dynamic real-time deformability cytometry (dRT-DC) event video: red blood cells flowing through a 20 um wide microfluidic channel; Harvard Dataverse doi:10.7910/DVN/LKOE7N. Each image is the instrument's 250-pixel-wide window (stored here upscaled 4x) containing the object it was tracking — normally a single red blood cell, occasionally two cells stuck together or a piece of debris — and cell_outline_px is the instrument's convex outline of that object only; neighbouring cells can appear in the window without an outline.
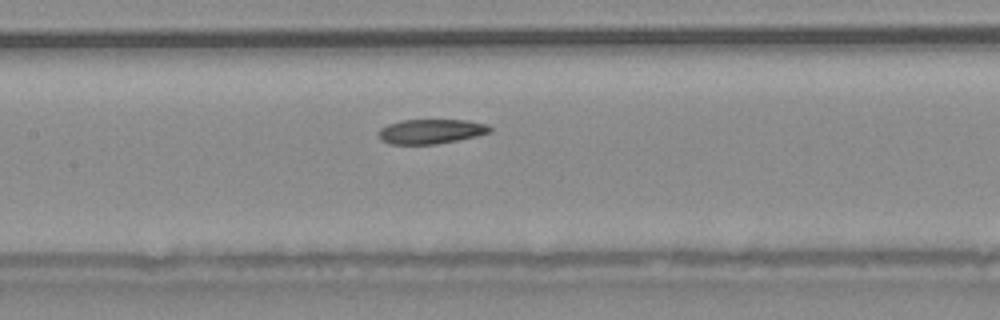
{"species": "common noctule bat (a hibernating species)", "species_latin": "Nyctalus noctula", "temperature_condition": "warm", "stored_images_in_passage": 35, "camera_frame_rate_fps": 3000, "um_per_image_px": 0.085, "animal": {"sex": "male", "body_mass_g": 20.4}, "frame": {"image": 1, "passage_image": 11, "time_ms": 3.333, "image_size_px": [1000, 320], "cell_outline_px": [[492, 132], [476, 136], [436, 144], [388, 144], [380, 140], [376, 136], [376, 132], [380, 128], [388, 124], [400, 120], [468, 120], [488, 124], [492, 128]], "centroid_in_image_um": [36.58, 11.17], "position_along_channel_um": 170.8, "area_um2": 16.24}, "authors_computed_cell_mechanics": {"area_um2": 17.1666, "velocity_mm_per_s": 3.8366, "shape_relaxation_time_tau1_ms": null, "shape_relaxation_time_tau2_ms": 2.3187, "deformation_change_tau1": null, "deformation_change_tau2": 0.0707}}